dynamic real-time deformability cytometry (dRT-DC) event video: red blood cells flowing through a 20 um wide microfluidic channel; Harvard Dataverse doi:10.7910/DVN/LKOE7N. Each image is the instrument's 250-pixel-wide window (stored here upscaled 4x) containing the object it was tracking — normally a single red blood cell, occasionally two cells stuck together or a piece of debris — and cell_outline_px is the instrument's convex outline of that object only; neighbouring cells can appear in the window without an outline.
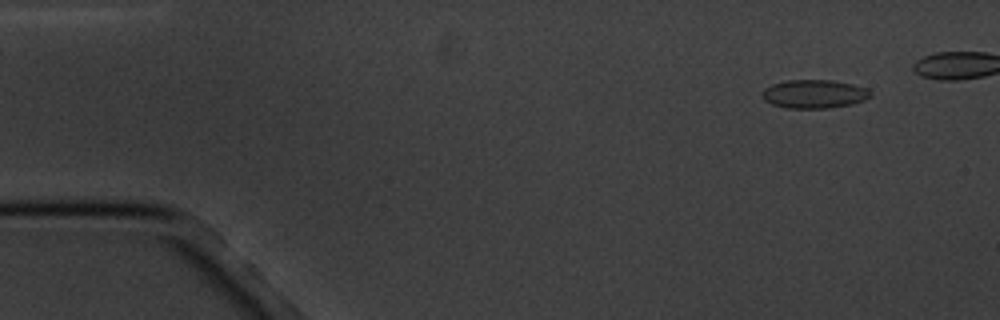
{"species": "common noctule bat (a hibernating species)", "species_latin": "Nyctalus noctula", "temperature_condition": "cold", "stored_images_in_passage": 5, "camera_frame_rate_fps": 3000, "um_per_image_px": 0.085, "animal": {"sex": "male", "body_mass_g": 20.1, "forearm_length_mm": 53.5}, "frame": {"image": 1, "passage_image": 2, "time_ms": 1.0, "image_size_px": [1000, 320], "cell_outline_px": [[872, 96], [864, 100], [852, 104], [828, 108], [788, 108], [772, 104], [764, 100], [764, 88], [772, 84], [788, 80], [832, 80], [852, 84], [868, 88], [872, 92]], "centroid_in_image_um": [69.26, 7.98], "position_along_channel_um": 15.7, "area_um2": 17.98}}